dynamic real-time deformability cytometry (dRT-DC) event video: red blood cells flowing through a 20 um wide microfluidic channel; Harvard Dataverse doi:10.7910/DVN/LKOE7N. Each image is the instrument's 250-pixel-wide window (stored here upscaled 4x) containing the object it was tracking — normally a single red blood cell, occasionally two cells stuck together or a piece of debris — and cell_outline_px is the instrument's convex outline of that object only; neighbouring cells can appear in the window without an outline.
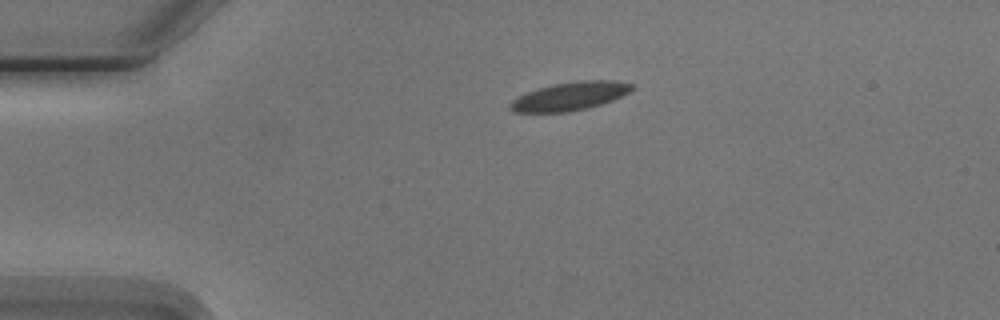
{"species": "Egyptian fruit bat (a non-hibernating species)", "species_latin": "Rousettus aegyptiacus", "temperature_condition": "cold", "stored_images_in_passage": 2, "camera_frame_rate_fps": 3000, "um_per_image_px": 0.085, "animal": {"sex": "male"}, "frame": {"image": 1, "passage_image": 1, "time_ms": 0.0, "image_size_px": [1000, 320], "cell_outline_px": [[636, 88], [612, 100], [588, 108], [568, 112], [512, 112], [508, 108], [508, 104], [512, 100], [528, 92], [552, 84], [576, 80], [612, 80], [632, 84]], "centroid_in_image_um": [48.43, 8.17], "position_along_channel_um": 36.6, "area_um2": 20.06}}